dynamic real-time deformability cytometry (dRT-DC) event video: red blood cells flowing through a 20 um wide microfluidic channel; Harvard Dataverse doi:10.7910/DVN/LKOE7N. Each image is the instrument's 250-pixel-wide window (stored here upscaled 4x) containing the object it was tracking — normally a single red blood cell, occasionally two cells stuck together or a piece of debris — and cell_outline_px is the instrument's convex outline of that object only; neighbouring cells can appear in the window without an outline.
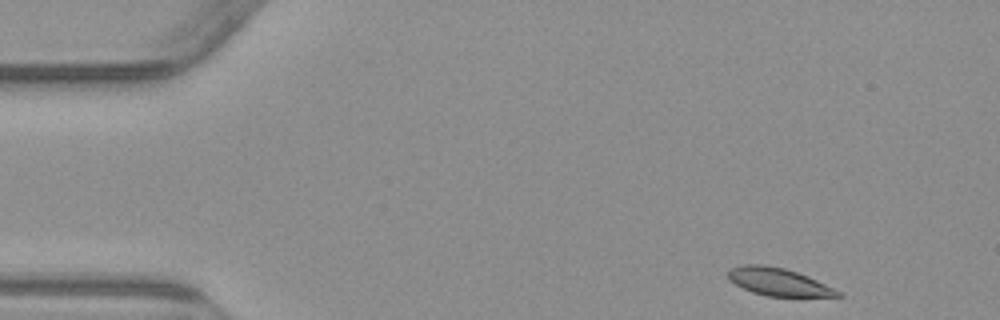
{"species": "common noctule bat (a hibernating species)", "species_latin": "Nyctalus noctula", "temperature_condition": "warm", "stored_images_in_passage": 3, "camera_frame_rate_fps": 3000, "um_per_image_px": 0.085, "animal": {"sex": "male", "body_mass_g": 23.1, "forearm_length_mm": 52.7}, "frame": {"image": 1, "passage_image": 1, "time_ms": 0.0, "image_size_px": [1000, 320], "cell_outline_px": [[844, 296], [764, 296], [752, 292], [728, 280], [728, 268], [744, 264], [764, 264], [784, 268], [808, 276], [840, 292]], "centroid_in_image_um": [66.1, 23.94], "position_along_channel_um": 18.9, "area_um2": 17.51}}
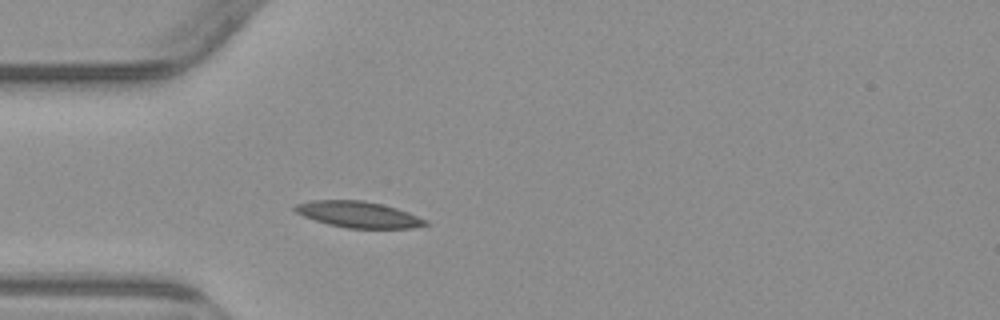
{"frame": {"image": 2, "passage_image": 3, "time_ms": 3.333, "image_size_px": [1000, 320], "cell_outline_px": [[432, 224], [412, 228], [348, 228], [328, 224], [304, 216], [296, 212], [292, 208], [296, 204], [312, 200], [364, 200], [396, 208], [408, 212], [428, 220]], "centroid_in_image_um": [30.5, 18.23], "position_along_channel_um": 54.5, "area_um2": 19.88}}